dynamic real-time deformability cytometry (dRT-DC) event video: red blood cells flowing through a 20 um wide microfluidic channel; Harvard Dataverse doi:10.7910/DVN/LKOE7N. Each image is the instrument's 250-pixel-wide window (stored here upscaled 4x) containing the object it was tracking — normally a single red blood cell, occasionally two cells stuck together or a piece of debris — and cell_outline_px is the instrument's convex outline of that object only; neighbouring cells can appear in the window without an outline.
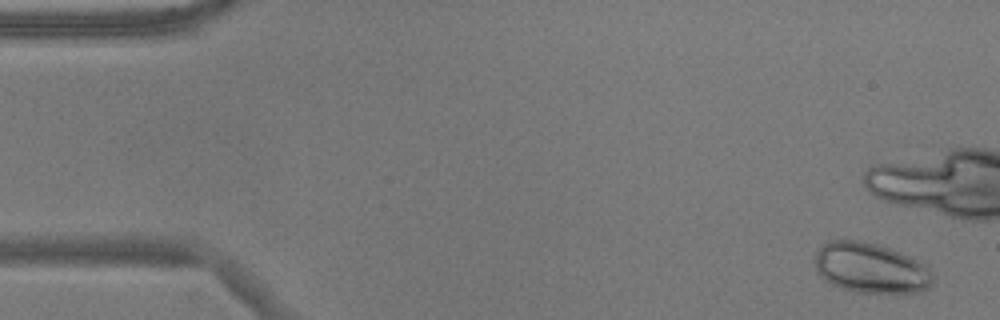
{"species": "common noctule bat (a hibernating species)", "species_latin": "Nyctalus noctula", "temperature_condition": "warm", "stored_images_in_passage": 13, "camera_frame_rate_fps": 3000, "um_per_image_px": 0.085, "animal": {"sex": "male", "body_mass_g": 17.9}, "frame": {"image": 1, "passage_image": 3, "time_ms": 0.667, "image_size_px": [1000, 320], "cell_outline_px": [[932, 284], [924, 292], [856, 292], [840, 288], [824, 280], [820, 276], [816, 268], [816, 252], [828, 240], [856, 240], [876, 244], [900, 252], [928, 264], [932, 272]], "centroid_in_image_um": [74.04, 22.78], "position_along_channel_um": 11.0, "area_um2": 34.56}}